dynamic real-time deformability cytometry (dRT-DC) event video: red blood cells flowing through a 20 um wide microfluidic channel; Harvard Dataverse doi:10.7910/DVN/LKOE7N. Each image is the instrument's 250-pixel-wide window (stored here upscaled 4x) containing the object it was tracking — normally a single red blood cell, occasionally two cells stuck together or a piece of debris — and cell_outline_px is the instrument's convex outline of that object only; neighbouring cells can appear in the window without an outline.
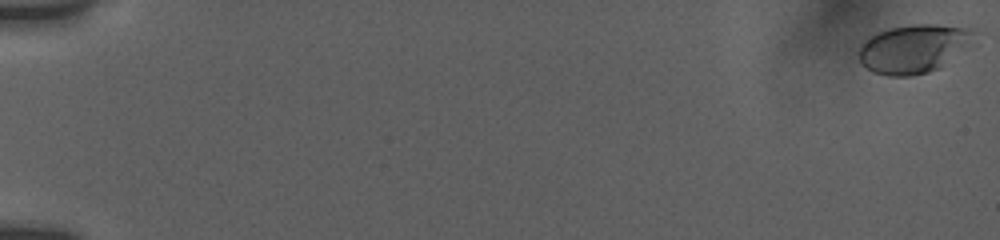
{"species": "human", "species_latin": "Homo sapiens", "temperature_condition": "room temperature", "stored_images_in_passage": 86, "camera_frame_rate_fps": 3000, "um_per_image_px": 0.085, "donor": {"sex": "female"}, "frame": {"image": 1, "passage_image": 1, "time_ms": 0.0, "image_size_px": [1000, 240], "cell_outline_px": [[976, 32], [968, 44], [940, 68], [928, 72], [912, 76], [888, 76], [872, 72], [860, 60], [860, 44], [864, 40], [888, 28], [912, 24], [936, 24], [976, 28]], "centroid_in_image_um": [77.66, 4.12], "position_along_channel_um": 7.3, "area_um2": 32.31}}
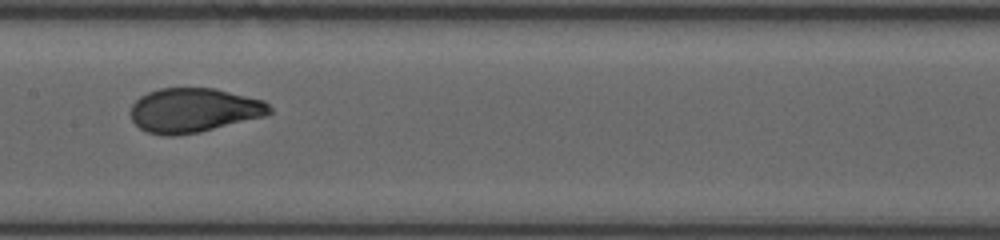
{"frame": {"image": 2, "passage_image": 47, "time_ms": 10.0, "image_size_px": [1000, 240], "cell_outline_px": [[272, 112], [264, 116], [200, 132], [176, 136], [164, 136], [148, 132], [140, 128], [132, 120], [128, 112], [132, 104], [140, 96], [148, 92], [160, 88], [216, 88], [264, 100], [272, 108]], "centroid_in_image_um": [16.45, 9.37], "position_along_channel_um": 191.0, "area_um2": 36.13}}
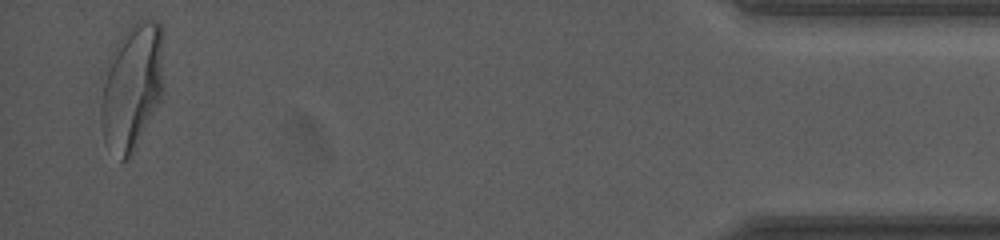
{"frame": {"image": 3, "passage_image": 84, "time_ms": 18.0, "image_size_px": [1000, 240], "cell_outline_px": [[164, 92], [132, 156], [128, 160], [120, 160], [104, 140], [100, 120], [100, 108], [108, 56], [124, 32], [132, 24], [148, 16], [156, 20], [160, 24]], "centroid_in_image_um": [11.22, 7.38], "position_along_channel_um": 424.0, "area_um2": 46.47}, "authors_computed_cell_mechanics": {"area_um2": 35.6915, "velocity_mm_per_s": 3.8043, "shape_relaxation_time_tau1_ms": 4.7807, "shape_relaxation_time_tau2_ms": null, "deformation_change_tau1": 0.1831, "deformation_change_tau2": null}}